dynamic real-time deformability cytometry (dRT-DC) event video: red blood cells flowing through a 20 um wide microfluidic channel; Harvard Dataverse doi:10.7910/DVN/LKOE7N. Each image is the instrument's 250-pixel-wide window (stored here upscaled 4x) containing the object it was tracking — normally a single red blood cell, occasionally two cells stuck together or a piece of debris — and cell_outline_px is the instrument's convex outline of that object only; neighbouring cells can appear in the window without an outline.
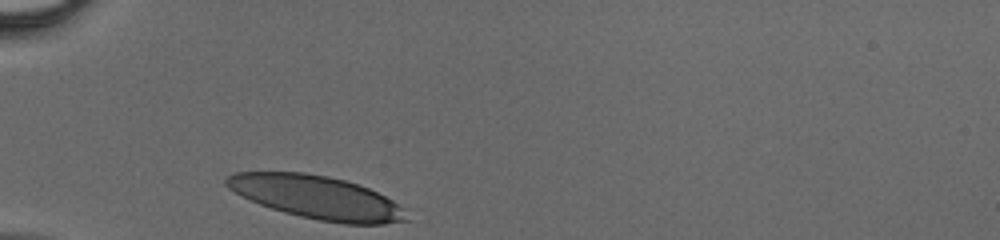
{"species": "human", "species_latin": "Homo sapiens", "temperature_condition": "cold", "stored_images_in_passage": 25, "camera_frame_rate_fps": 3000, "um_per_image_px": 0.085, "donor": {"sex": "male"}, "frame": {"image": 1, "passage_image": 1, "time_ms": 0.0, "image_size_px": [1000, 240], "cell_outline_px": [[412, 220], [384, 224], [344, 224], [320, 220], [300, 216], [284, 212], [260, 204], [228, 188], [224, 184], [224, 180], [228, 176], [236, 172], [304, 172], [328, 176], [344, 180], [368, 188], [392, 200], [404, 208]], "centroid_in_image_um": [26.97, 16.78], "position_along_channel_um": 58.0, "area_um2": 45.08}}
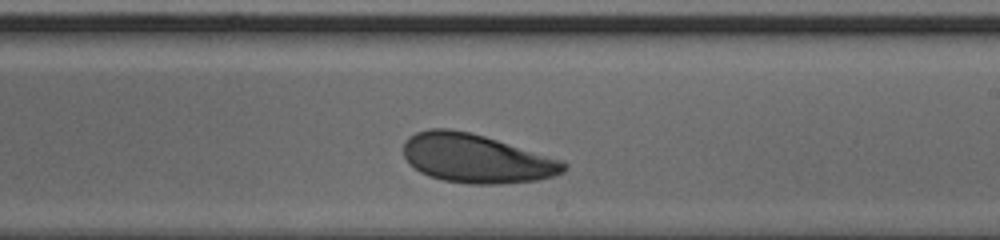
{"frame": {"image": 2, "passage_image": 15, "time_ms": 4.667, "image_size_px": [1000, 240], "cell_outline_px": [[568, 168], [564, 172], [552, 176], [536, 180], [500, 184], [468, 184], [444, 180], [428, 176], [420, 172], [408, 164], [404, 156], [404, 140], [408, 136], [416, 132], [432, 128], [448, 128], [468, 132], [484, 136], [564, 160], [568, 164]], "centroid_in_image_um": [40.48, 13.47], "position_along_channel_um": 248.5, "area_um2": 45.78}}
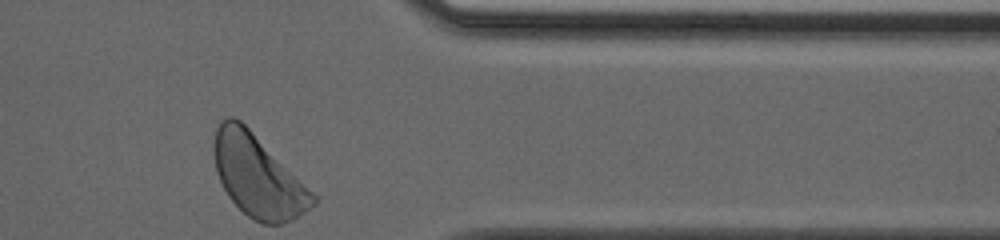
{"frame": {"image": 3, "passage_image": 25, "time_ms": 8.0, "image_size_px": [1000, 240], "cell_outline_px": [[316, 204], [292, 220], [280, 224], [260, 224], [248, 216], [228, 196], [216, 172], [212, 152], [212, 148], [216, 128], [220, 120], [228, 116], [232, 116], [240, 120], [316, 196]], "centroid_in_image_um": [21.86, 14.97], "position_along_channel_um": 389.5, "area_um2": 46.53}}